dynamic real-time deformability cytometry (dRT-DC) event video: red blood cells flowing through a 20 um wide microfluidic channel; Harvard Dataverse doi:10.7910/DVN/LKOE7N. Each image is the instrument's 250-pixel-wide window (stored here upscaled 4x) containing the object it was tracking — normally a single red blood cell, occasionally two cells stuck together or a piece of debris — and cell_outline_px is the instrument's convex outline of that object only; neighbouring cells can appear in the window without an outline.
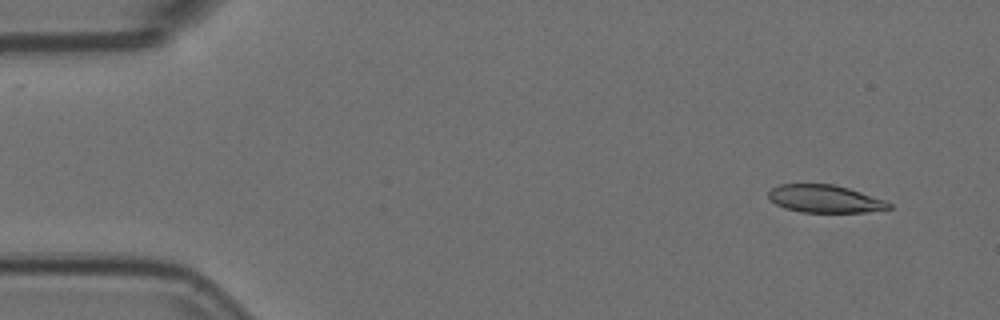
{"species": "Egyptian fruit bat (a non-hibernating species)", "species_latin": "Rousettus aegyptiacus", "temperature_condition": "room temperature", "stored_images_in_passage": 6, "camera_frame_rate_fps": 3000, "um_per_image_px": 0.085, "animal": {"sex": "female"}, "frame": {"image": 1, "passage_image": 1, "time_ms": 0.0, "image_size_px": [1000, 320], "cell_outline_px": [[892, 208], [864, 212], [800, 212], [784, 208], [776, 204], [768, 196], [768, 192], [772, 188], [780, 184], [836, 184], [884, 200], [892, 204]], "centroid_in_image_um": [70.1, 16.9], "position_along_channel_um": 14.9, "area_um2": 19.31}}
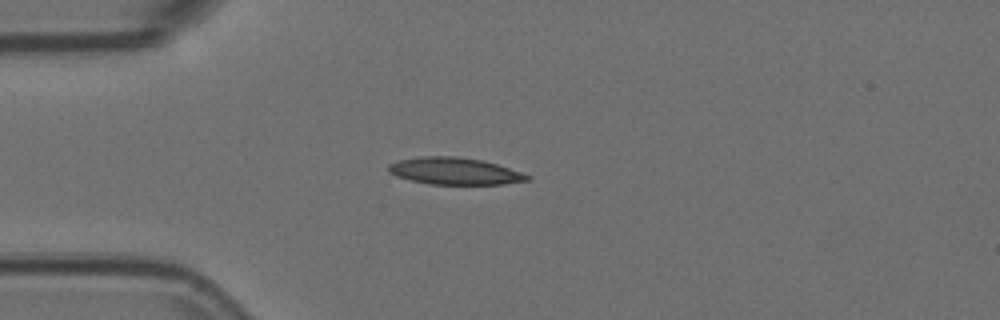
{"frame": {"image": 2, "passage_image": 4, "time_ms": 1.0, "image_size_px": [1000, 320], "cell_outline_px": [[532, 180], [504, 184], [428, 184], [396, 176], [388, 172], [388, 164], [396, 160], [424, 156], [452, 156], [480, 160], [496, 164], [532, 176]], "centroid_in_image_um": [38.63, 14.55], "position_along_channel_um": 46.4, "area_um2": 21.73}}
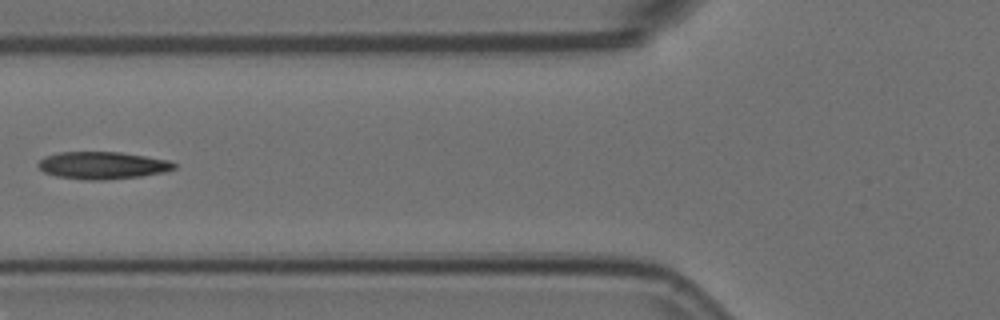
{"frame": {"image": 3, "passage_image": 6, "time_ms": 1.667, "image_size_px": [1000, 320], "cell_outline_px": [[176, 168], [164, 172], [140, 176], [104, 180], [84, 180], [56, 176], [44, 172], [36, 164], [44, 156], [60, 152], [120, 152], [168, 160], [176, 164]], "centroid_in_image_um": [8.68, 14.06], "position_along_channel_um": 117.1, "area_um2": 21.62}}